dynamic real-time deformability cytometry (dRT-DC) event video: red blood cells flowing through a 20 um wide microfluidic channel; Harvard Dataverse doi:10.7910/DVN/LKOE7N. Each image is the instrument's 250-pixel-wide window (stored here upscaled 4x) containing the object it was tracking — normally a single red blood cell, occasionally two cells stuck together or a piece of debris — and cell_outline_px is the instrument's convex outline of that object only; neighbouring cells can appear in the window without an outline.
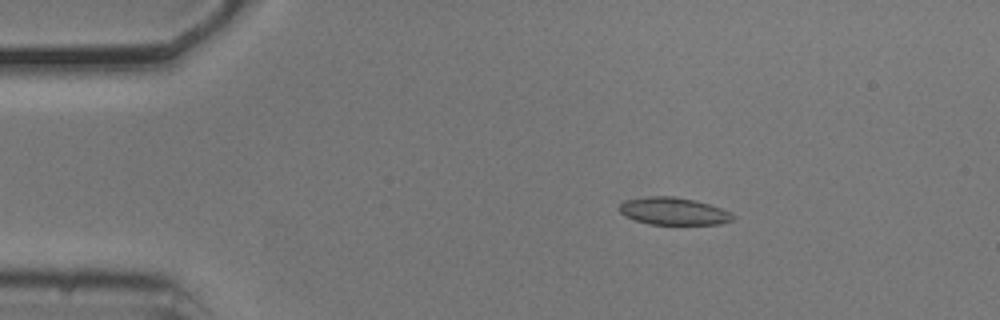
{"species": "common noctule bat (a hibernating species)", "species_latin": "Nyctalus noctula", "temperature_condition": "cold", "stored_images_in_passage": 25, "camera_frame_rate_fps": 3000, "um_per_image_px": 0.085, "animal": {"sex": "male", "body_mass_g": 20.5, "forearm_length_mm": 52.5}, "frame": {"image": 1, "passage_image": 4, "time_ms": 1.0, "image_size_px": [1000, 320], "cell_outline_px": [[736, 216], [732, 220], [720, 224], [648, 224], [624, 216], [620, 212], [620, 204], [624, 200], [648, 196], [676, 196], [708, 204], [732, 212]], "centroid_in_image_um": [57.25, 17.95], "position_along_channel_um": 27.8, "area_um2": 18.09}}
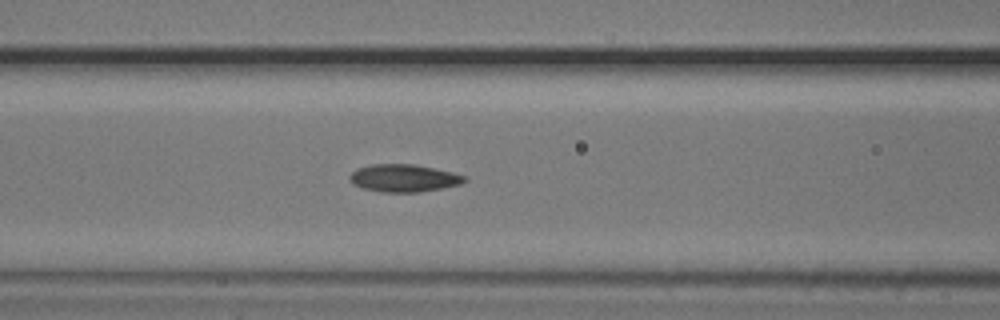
{"frame": {"image": 2, "passage_image": 17, "time_ms": 5.333, "image_size_px": [1000, 320], "cell_outline_px": [[468, 180], [460, 184], [420, 192], [380, 192], [360, 188], [352, 184], [348, 176], [356, 168], [368, 164], [416, 164], [452, 172], [468, 176]], "centroid_in_image_um": [34.29, 15.13], "position_along_channel_um": 132.3, "area_um2": 18.73}}
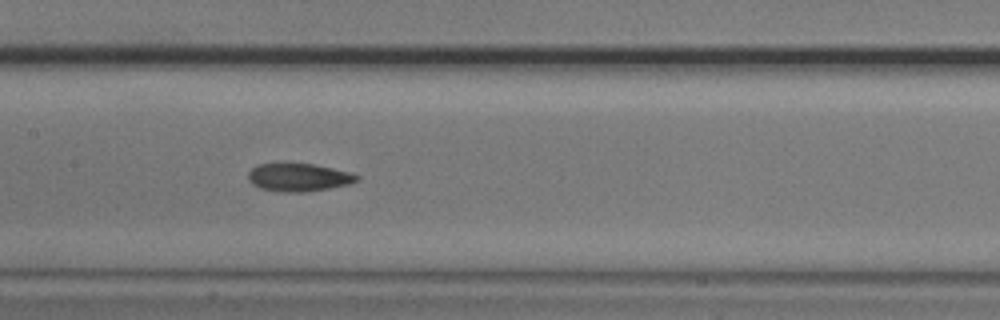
{"frame": {"image": 3, "passage_image": 21, "time_ms": 6.667, "image_size_px": [1000, 320], "cell_outline_px": [[360, 180], [352, 184], [304, 192], [280, 192], [260, 188], [252, 184], [248, 180], [248, 172], [256, 164], [284, 160], [312, 164], [352, 172], [360, 176]], "centroid_in_image_um": [25.36, 15.03], "position_along_channel_um": 182.0, "area_um2": 18.61}}